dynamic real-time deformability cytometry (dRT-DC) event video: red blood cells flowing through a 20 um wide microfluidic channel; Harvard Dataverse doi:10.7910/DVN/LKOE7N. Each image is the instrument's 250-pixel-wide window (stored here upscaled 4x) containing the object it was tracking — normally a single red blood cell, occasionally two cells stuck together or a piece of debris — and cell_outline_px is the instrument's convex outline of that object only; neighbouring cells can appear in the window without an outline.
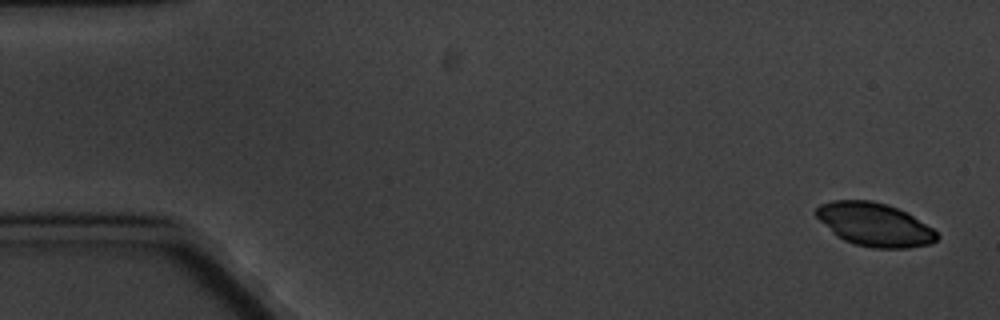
{"species": "common noctule bat (a hibernating species)", "species_latin": "Nyctalus noctula", "temperature_condition": "cold", "stored_images_in_passage": 5, "camera_frame_rate_fps": 3000, "um_per_image_px": 0.085, "animal": {"sex": "male", "body_mass_g": 20.1, "forearm_length_mm": 53.5}, "frame": {"image": 1, "passage_image": 1, "time_ms": 0.0, "image_size_px": [1000, 320], "cell_outline_px": [[940, 236], [936, 240], [928, 244], [908, 248], [872, 248], [856, 244], [844, 240], [836, 236], [816, 216], [816, 208], [820, 204], [832, 200], [872, 200], [888, 204], [912, 216], [932, 228]], "centroid_in_image_um": [74.32, 19.08], "position_along_channel_um": 10.7, "area_um2": 30.23}}